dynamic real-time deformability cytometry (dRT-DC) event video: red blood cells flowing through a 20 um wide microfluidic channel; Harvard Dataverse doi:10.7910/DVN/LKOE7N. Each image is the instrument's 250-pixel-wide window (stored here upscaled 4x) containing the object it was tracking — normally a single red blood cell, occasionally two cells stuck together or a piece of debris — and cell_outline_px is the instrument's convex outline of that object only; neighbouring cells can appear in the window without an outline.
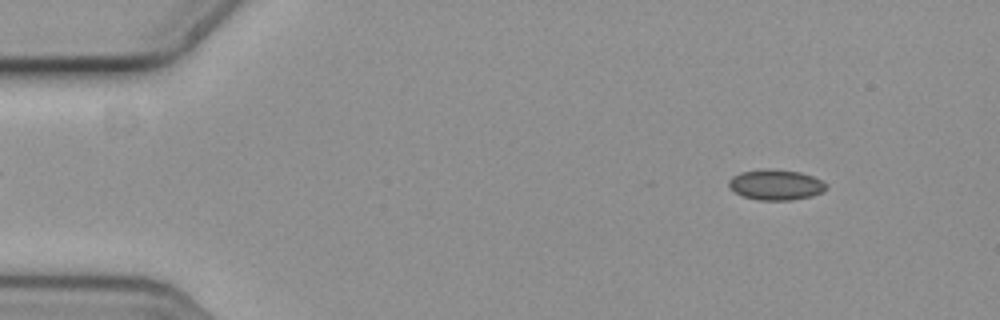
{"species": "common noctule bat (a hibernating species)", "species_latin": "Nyctalus noctula", "temperature_condition": "cold", "stored_images_in_passage": 16, "camera_frame_rate_fps": 3000, "um_per_image_px": 0.085, "animal": {"sex": "female", "body_mass_g": 19.3, "forearm_length_mm": 54.1}, "frame": {"image": 1, "passage_image": 6, "time_ms": 1.667, "image_size_px": [1000, 320], "cell_outline_px": [[824, 192], [812, 196], [792, 200], [760, 200], [744, 196], [736, 192], [728, 184], [728, 180], [732, 176], [740, 172], [768, 168], [800, 172], [812, 176], [820, 180], [824, 184]], "centroid_in_image_um": [65.93, 15.7], "position_along_channel_um": 19.1, "area_um2": 17.11}}
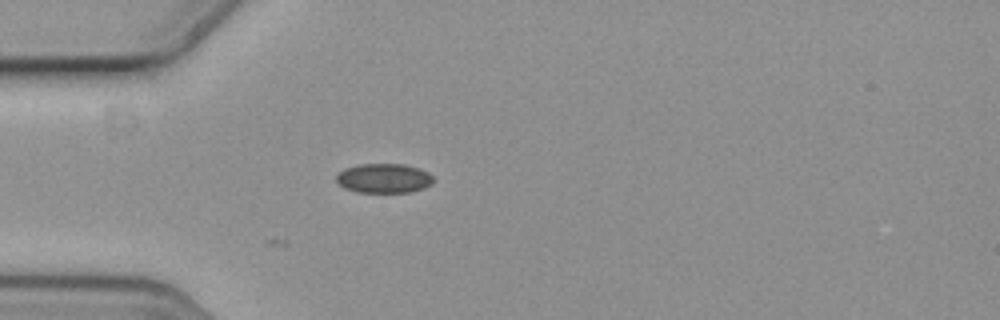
{"frame": {"image": 2, "passage_image": 16, "time_ms": 5.0, "image_size_px": [1000, 320], "cell_outline_px": [[432, 184], [424, 188], [412, 192], [356, 192], [344, 188], [336, 180], [336, 176], [344, 168], [360, 164], [404, 164], [428, 172], [432, 176]], "centroid_in_image_um": [32.62, 15.16], "position_along_channel_um": 52.4, "area_um2": 16.59}}